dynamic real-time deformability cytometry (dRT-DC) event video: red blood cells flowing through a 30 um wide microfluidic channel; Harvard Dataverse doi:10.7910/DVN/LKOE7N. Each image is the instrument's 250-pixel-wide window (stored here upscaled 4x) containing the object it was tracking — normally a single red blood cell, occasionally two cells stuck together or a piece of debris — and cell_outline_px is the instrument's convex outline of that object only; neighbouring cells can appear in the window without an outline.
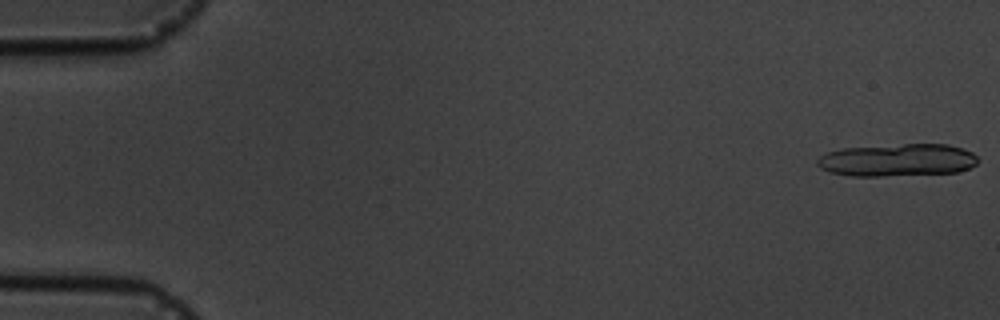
{"species": "common noctule bat (a hibernating species)", "species_latin": "Nyctalus noctula", "temperature_condition": "cold", "stored_images_in_passage": 6, "camera_frame_rate_fps": 3000, "um_per_image_px": 0.085, "animal": {"sex": "male", "body_mass_g": 19.5, "forearm_length_mm": 54.6}, "frame": {"image": 1, "passage_image": 1, "time_ms": 0.0, "image_size_px": [1000, 320], "cell_outline_px": [[980, 160], [976, 164], [968, 168], [956, 172], [880, 176], [848, 176], [828, 172], [820, 168], [816, 164], [816, 160], [820, 156], [828, 152], [840, 148], [904, 144], [948, 144], [964, 148], [972, 152]], "centroid_in_image_um": [76.25, 13.6], "position_along_channel_um": 8.7, "area_um2": 30.69}}